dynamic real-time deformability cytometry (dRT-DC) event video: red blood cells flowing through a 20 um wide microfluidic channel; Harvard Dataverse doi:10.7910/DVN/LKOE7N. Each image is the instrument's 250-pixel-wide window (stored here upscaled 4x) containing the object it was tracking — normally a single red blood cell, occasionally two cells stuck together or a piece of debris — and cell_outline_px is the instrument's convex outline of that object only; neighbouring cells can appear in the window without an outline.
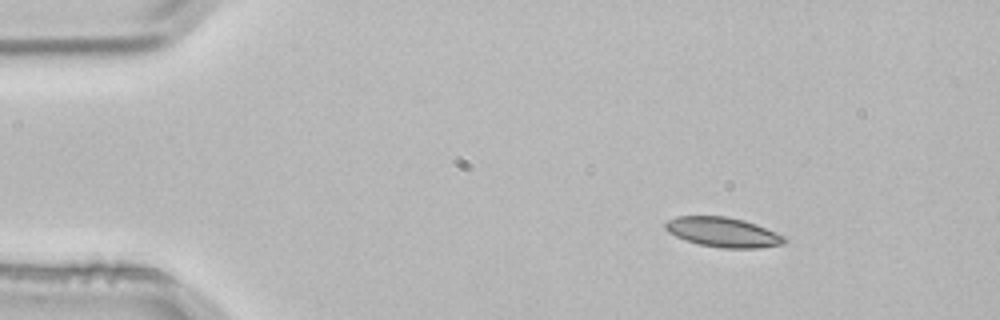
{"species": "common noctule bat (a hibernating species)", "species_latin": "Nyctalus noctula", "temperature_condition": "room temperature", "stored_images_in_passage": 2, "camera_frame_rate_fps": 3000, "um_per_image_px": 0.085, "animal": {"sex": "male", "body_mass_g": 21.5, "forearm_length_mm": 52.0}, "frame": {"image": 1, "passage_image": 1, "time_ms": 0.0, "image_size_px": [1000, 320], "cell_outline_px": [[788, 240], [784, 244], [756, 248], [720, 248], [700, 244], [676, 236], [668, 232], [664, 228], [664, 224], [668, 220], [676, 216], [728, 216], [744, 220], [756, 224], [784, 236]], "centroid_in_image_um": [61.46, 19.73], "position_along_channel_um": 23.5, "area_um2": 20.58}}